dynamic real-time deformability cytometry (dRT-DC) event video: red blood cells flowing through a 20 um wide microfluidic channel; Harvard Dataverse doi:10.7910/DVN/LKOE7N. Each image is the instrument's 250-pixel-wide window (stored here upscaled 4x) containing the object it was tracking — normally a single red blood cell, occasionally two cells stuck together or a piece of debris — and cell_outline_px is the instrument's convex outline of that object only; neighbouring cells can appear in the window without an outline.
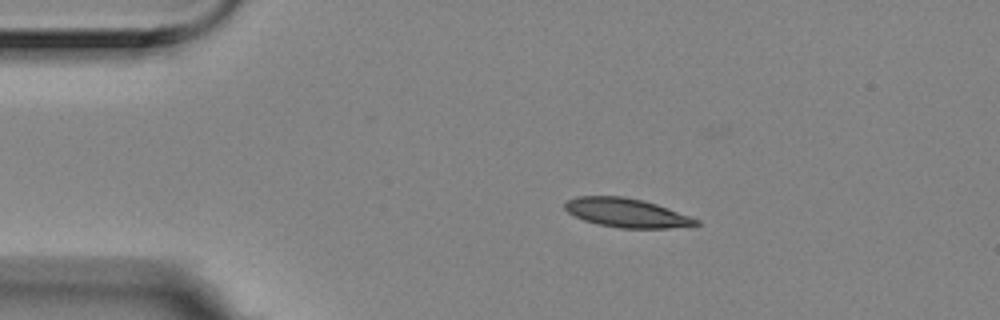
{"species": "Egyptian fruit bat (a non-hibernating species)", "species_latin": "Rousettus aegyptiacus", "temperature_condition": "room temperature", "stored_images_in_passage": 5, "camera_frame_rate_fps": 3000, "um_per_image_px": 0.085, "animal": {"sex": "female"}, "frame": {"image": 1, "passage_image": 4, "time_ms": 1.0, "image_size_px": [1000, 320], "cell_outline_px": [[700, 224], [692, 228], [620, 228], [600, 224], [584, 220], [568, 212], [564, 208], [564, 204], [568, 200], [576, 196], [624, 196], [656, 204], [668, 208], [700, 220]], "centroid_in_image_um": [53.33, 18.1], "position_along_channel_um": 31.7, "area_um2": 22.2}}